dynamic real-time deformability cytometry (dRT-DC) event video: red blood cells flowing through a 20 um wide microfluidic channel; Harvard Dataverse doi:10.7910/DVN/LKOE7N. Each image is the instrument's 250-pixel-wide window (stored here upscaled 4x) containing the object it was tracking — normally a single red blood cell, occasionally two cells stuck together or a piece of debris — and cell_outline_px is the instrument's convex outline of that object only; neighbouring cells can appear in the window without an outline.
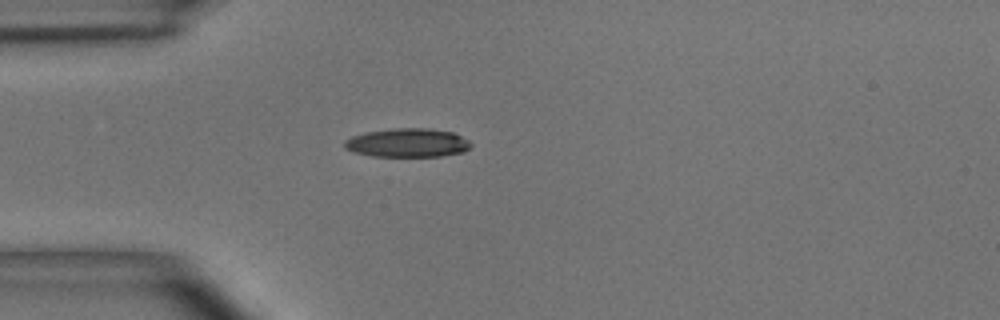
{"species": "common noctule bat (a hibernating species)", "species_latin": "Nyctalus noctula", "temperature_condition": "room temperature", "stored_images_in_passage": 1, "camera_frame_rate_fps": 3000, "um_per_image_px": 0.085, "animal": {"sex": "male", "body_mass_g": 15.6}, "frame": {"image": 1, "passage_image": 1, "time_ms": 0.0, "image_size_px": [1000, 320], "cell_outline_px": [[472, 144], [464, 152], [440, 156], [372, 156], [352, 152], [344, 148], [344, 140], [352, 136], [368, 132], [392, 128], [428, 128], [452, 132], [468, 140]], "centroid_in_image_um": [34.61, 12.14], "position_along_channel_um": 50.4, "area_um2": 21.15}}